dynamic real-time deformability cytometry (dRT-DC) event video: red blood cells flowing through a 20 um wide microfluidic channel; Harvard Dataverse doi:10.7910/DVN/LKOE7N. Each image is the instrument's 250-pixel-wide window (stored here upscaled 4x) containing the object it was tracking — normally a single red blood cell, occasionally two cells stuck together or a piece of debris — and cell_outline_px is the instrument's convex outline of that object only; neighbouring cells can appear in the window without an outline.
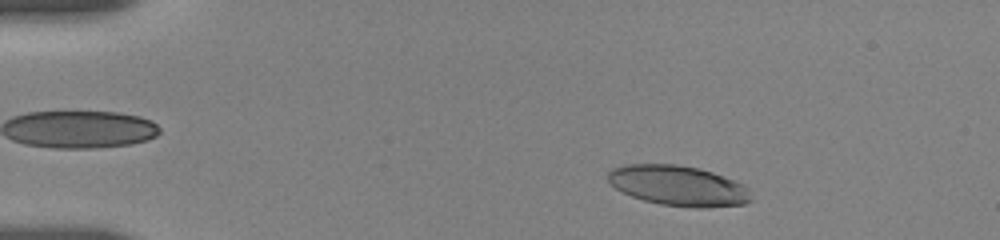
{"species": "human", "species_latin": "Homo sapiens", "temperature_condition": "room temperature", "stored_images_in_passage": 8, "camera_frame_rate_fps": 3000, "um_per_image_px": 0.085, "donor": {"sex": "female"}, "frame": {"image": 1, "passage_image": 3, "time_ms": 1.0, "image_size_px": [1000, 240], "cell_outline_px": [[752, 200], [744, 204], [704, 208], [696, 208], [660, 204], [644, 200], [632, 196], [608, 184], [608, 172], [612, 168], [628, 164], [676, 164], [700, 168], [712, 172], [744, 184], [748, 188]], "centroid_in_image_um": [57.65, 15.78], "position_along_channel_um": 27.3, "area_um2": 33.64}}
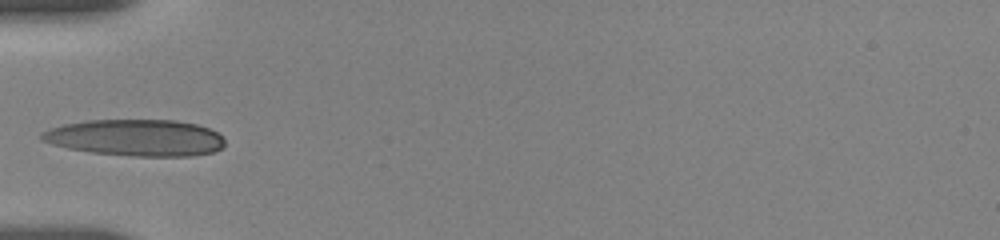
{"frame": {"image": 2, "passage_image": 7, "time_ms": 4.333, "image_size_px": [1000, 240], "cell_outline_px": [[224, 144], [220, 148], [212, 152], [192, 156], [132, 156], [92, 152], [68, 148], [52, 144], [40, 140], [40, 136], [44, 132], [52, 128], [64, 124], [88, 120], [176, 120], [196, 124], [208, 128], [224, 136]], "centroid_in_image_um": [11.56, 11.7], "position_along_channel_um": 73.4, "area_um2": 38.9}}